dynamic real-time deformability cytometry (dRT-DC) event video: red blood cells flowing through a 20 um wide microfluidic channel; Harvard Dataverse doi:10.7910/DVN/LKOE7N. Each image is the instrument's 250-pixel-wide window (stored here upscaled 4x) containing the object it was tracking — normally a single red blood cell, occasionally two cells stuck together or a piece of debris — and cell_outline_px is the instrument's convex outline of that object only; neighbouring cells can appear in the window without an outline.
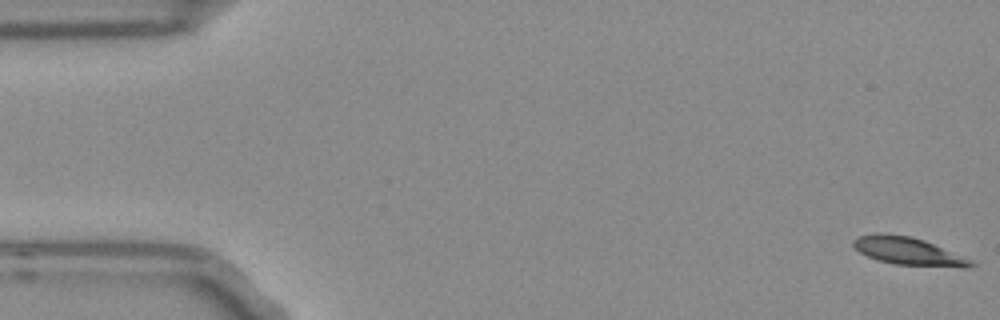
{"species": "Egyptian fruit bat (a non-hibernating species)", "species_latin": "Rousettus aegyptiacus", "temperature_condition": "room temperature", "stored_images_in_passage": 54, "camera_frame_rate_fps": 3000, "um_per_image_px": 0.085, "frame": {"image": 1, "passage_image": 1, "time_ms": 0.0, "image_size_px": [1000, 320], "cell_outline_px": [[976, 264], [968, 268], [960, 268], [896, 264], [880, 260], [868, 256], [860, 252], [852, 244], [852, 240], [860, 236], [876, 232], [880, 232], [908, 236], [924, 240], [972, 260]], "centroid_in_image_um": [77.22, 21.35], "position_along_channel_um": 7.8, "area_um2": 18.9}}
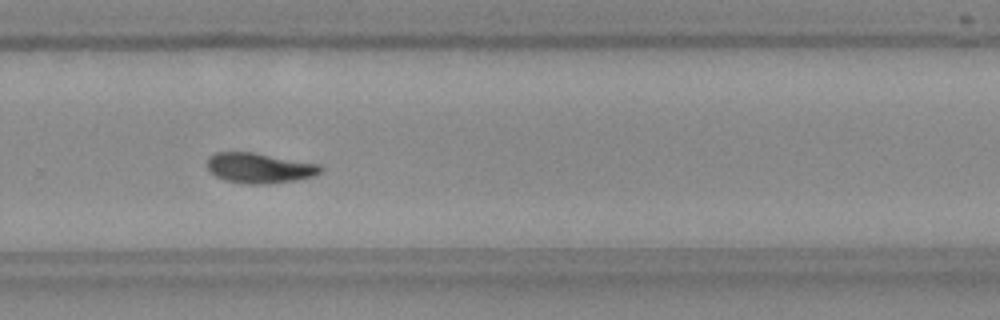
{"frame": {"image": 2, "passage_image": 36, "time_ms": 11.667, "image_size_px": [1000, 320], "cell_outline_px": [[324, 168], [320, 172], [312, 176], [296, 180], [264, 184], [248, 184], [224, 180], [216, 176], [208, 168], [208, 156], [216, 152], [252, 152], [320, 164]], "centroid_in_image_um": [22.05, 14.27], "position_along_channel_um": 307.8, "area_um2": 19.83}}
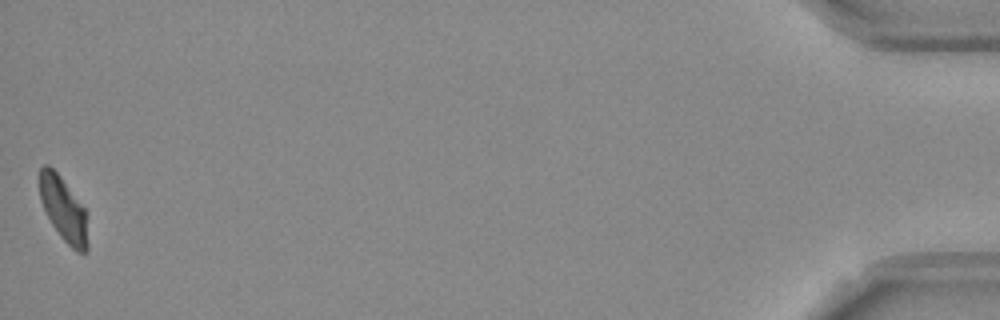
{"frame": {"image": 3, "passage_image": 54, "time_ms": 17.667, "image_size_px": [1000, 320], "cell_outline_px": [[88, 252], [76, 252], [60, 236], [52, 224], [40, 200], [40, 168], [44, 164], [48, 164], [60, 176], [84, 208], [88, 244]], "centroid_in_image_um": [5.39, 17.8], "position_along_channel_um": 429.8, "area_um2": 17.63}, "authors_computed_cell_mechanics": {"area_um2": 19.4786, "velocity_mm_per_s": 3.7254, "shape_relaxation_time_tau1_ms": 5.9922, "shape_relaxation_time_tau2_ms": 6.4914, "deformation_change_tau1": 0.199, "deformation_change_tau2": 0.1106}}